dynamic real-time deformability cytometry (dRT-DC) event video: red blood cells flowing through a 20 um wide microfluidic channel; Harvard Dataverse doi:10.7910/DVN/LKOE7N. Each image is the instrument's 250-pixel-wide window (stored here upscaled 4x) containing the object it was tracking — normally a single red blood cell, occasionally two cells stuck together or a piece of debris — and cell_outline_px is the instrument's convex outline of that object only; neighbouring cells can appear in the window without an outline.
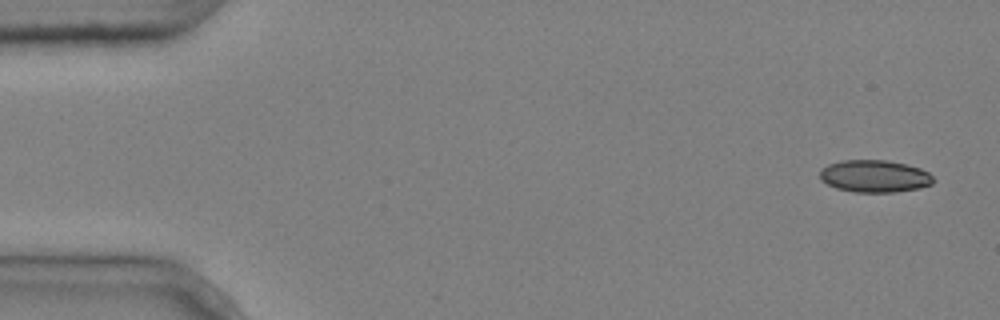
{"species": "common noctule bat (a hibernating species)", "species_latin": "Nyctalus noctula", "temperature_condition": "cold", "stored_images_in_passage": 6, "segment_of_instrument_passage": [2, 2], "camera_frame_rate_fps": 3000, "um_per_image_px": 0.085, "animal": {"sex": "male", "body_mass_g": 20.4}, "frame": {"image": 1, "passage_image": 6, "time_ms": 1.667, "image_size_px": [1000, 320], "cell_outline_px": [[936, 180], [932, 184], [920, 188], [896, 192], [856, 192], [836, 188], [820, 180], [820, 168], [828, 164], [840, 160], [884, 160], [904, 164], [920, 168], [928, 172]], "centroid_in_image_um": [74.33, 14.97], "position_along_channel_um": 10.7, "area_um2": 21.44}}